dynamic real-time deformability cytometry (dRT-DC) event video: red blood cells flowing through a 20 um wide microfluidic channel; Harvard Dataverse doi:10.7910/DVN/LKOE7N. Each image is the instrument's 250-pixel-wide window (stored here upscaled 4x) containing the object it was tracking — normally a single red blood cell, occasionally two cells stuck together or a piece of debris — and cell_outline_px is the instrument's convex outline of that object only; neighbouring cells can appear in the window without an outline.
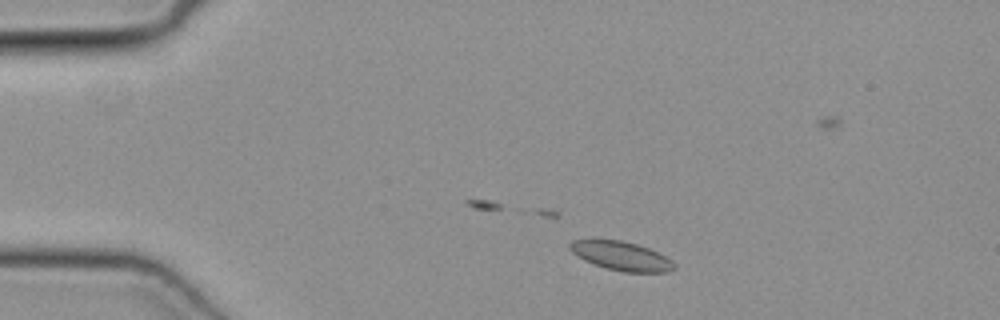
{"species": "common noctule bat (a hibernating species)", "species_latin": "Nyctalus noctula", "temperature_condition": "cold", "stored_images_in_passage": 33, "camera_frame_rate_fps": 3000, "um_per_image_px": 0.085, "animal": {"sex": "female", "body_mass_g": 19.3, "forearm_length_mm": 54.1}, "frame": {"image": 1, "passage_image": 5, "time_ms": 1.333, "image_size_px": [1000, 320], "cell_outline_px": [[676, 268], [668, 272], [624, 272], [608, 268], [584, 260], [572, 252], [568, 248], [568, 244], [572, 240], [592, 236], [596, 236], [620, 240], [636, 244], [648, 248], [672, 260], [676, 264]], "centroid_in_image_um": [52.73, 21.7], "position_along_channel_um": 32.3, "area_um2": 18.09}}
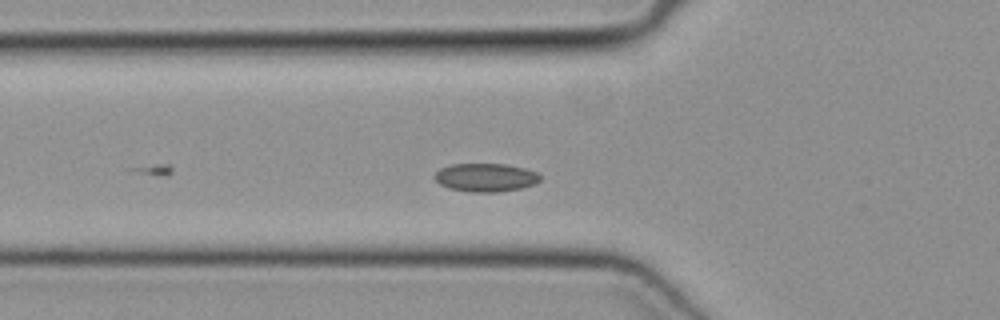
{"frame": {"image": 2, "passage_image": 13, "time_ms": 4.0, "image_size_px": [1000, 320], "cell_outline_px": [[540, 180], [536, 184], [520, 188], [496, 192], [472, 192], [448, 188], [440, 184], [432, 176], [440, 168], [452, 164], [504, 164], [524, 168], [536, 172], [540, 176]], "centroid_in_image_um": [41.26, 15.08], "position_along_channel_um": 84.5, "area_um2": 17.4}}
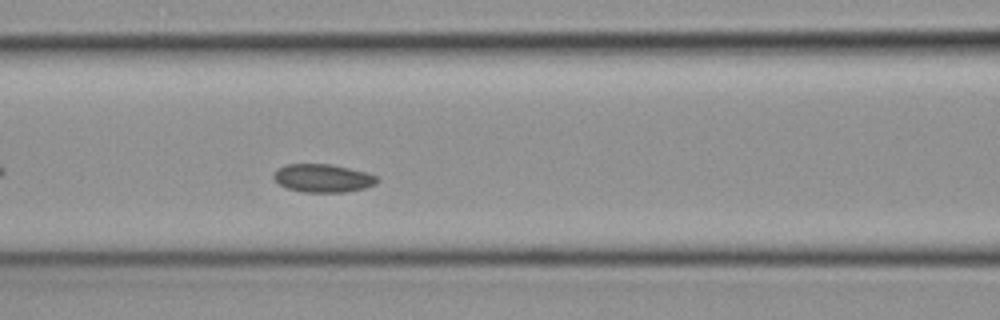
{"frame": {"image": 3, "passage_image": 17, "time_ms": 5.333, "image_size_px": [1000, 320], "cell_outline_px": [[380, 180], [376, 184], [364, 188], [344, 192], [304, 192], [284, 188], [272, 176], [272, 172], [276, 168], [284, 164], [332, 164], [368, 172], [376, 176]], "centroid_in_image_um": [27.42, 15.13], "position_along_channel_um": 139.2, "area_um2": 17.28}}